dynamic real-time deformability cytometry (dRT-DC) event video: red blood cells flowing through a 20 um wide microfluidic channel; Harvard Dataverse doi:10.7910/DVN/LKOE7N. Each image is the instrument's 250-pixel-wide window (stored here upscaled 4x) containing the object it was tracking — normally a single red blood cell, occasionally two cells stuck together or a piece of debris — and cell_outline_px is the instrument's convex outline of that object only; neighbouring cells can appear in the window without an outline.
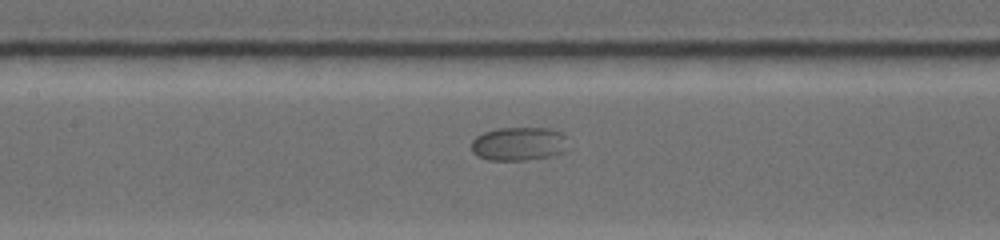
{"species": "common noctule bat (a hibernating species)", "species_latin": "Nyctalus noctula", "temperature_condition": "warm", "stored_images_in_passage": 17, "segment_of_instrument_passage": [2, 2], "camera_frame_rate_fps": 4500, "um_per_image_px": 0.085, "animal": {"sex": "female", "body_mass_g": 19.0, "forearm_length_mm": 53.3}, "frame": {"image": 1, "passage_image": 13, "time_ms": 5.556, "image_size_px": [1000, 240], "cell_outline_px": [[492, 220], [480, 224], [444, 224], [352, 220], [344, 216], [364, 212], [464, 212], [492, 216]], "centroid_in_image_um": [35.96, 18.49], "position_along_channel_um": 171.4, "area_um2": 10.29}}